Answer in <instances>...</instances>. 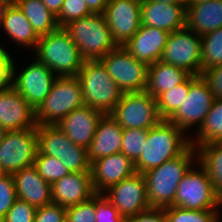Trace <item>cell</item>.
Here are the masks:
<instances>
[{"instance_id":"9a60e30c","label":"cell","mask_w":222,"mask_h":222,"mask_svg":"<svg viewBox=\"0 0 222 222\" xmlns=\"http://www.w3.org/2000/svg\"><path fill=\"white\" fill-rule=\"evenodd\" d=\"M105 192H109V195L104 193V196L124 219L151 208L147 198L146 179L142 173L122 179Z\"/></svg>"},{"instance_id":"f6af8a7d","label":"cell","mask_w":222,"mask_h":222,"mask_svg":"<svg viewBox=\"0 0 222 222\" xmlns=\"http://www.w3.org/2000/svg\"><path fill=\"white\" fill-rule=\"evenodd\" d=\"M93 13H104L108 0H84Z\"/></svg>"},{"instance_id":"ffe728a7","label":"cell","mask_w":222,"mask_h":222,"mask_svg":"<svg viewBox=\"0 0 222 222\" xmlns=\"http://www.w3.org/2000/svg\"><path fill=\"white\" fill-rule=\"evenodd\" d=\"M95 194L91 172H73L51 184L52 203L65 208L86 201Z\"/></svg>"},{"instance_id":"b9f144b4","label":"cell","mask_w":222,"mask_h":222,"mask_svg":"<svg viewBox=\"0 0 222 222\" xmlns=\"http://www.w3.org/2000/svg\"><path fill=\"white\" fill-rule=\"evenodd\" d=\"M201 77L207 82L215 99H222V65L204 69Z\"/></svg>"},{"instance_id":"d6986e66","label":"cell","mask_w":222,"mask_h":222,"mask_svg":"<svg viewBox=\"0 0 222 222\" xmlns=\"http://www.w3.org/2000/svg\"><path fill=\"white\" fill-rule=\"evenodd\" d=\"M103 115L99 110L84 106L70 112L56 125L73 143L88 149Z\"/></svg>"},{"instance_id":"681fc988","label":"cell","mask_w":222,"mask_h":222,"mask_svg":"<svg viewBox=\"0 0 222 222\" xmlns=\"http://www.w3.org/2000/svg\"><path fill=\"white\" fill-rule=\"evenodd\" d=\"M7 131L0 126V144L2 143Z\"/></svg>"},{"instance_id":"d590c367","label":"cell","mask_w":222,"mask_h":222,"mask_svg":"<svg viewBox=\"0 0 222 222\" xmlns=\"http://www.w3.org/2000/svg\"><path fill=\"white\" fill-rule=\"evenodd\" d=\"M93 14L84 0H64L56 21L59 27H64L73 20Z\"/></svg>"},{"instance_id":"5b68a950","label":"cell","mask_w":222,"mask_h":222,"mask_svg":"<svg viewBox=\"0 0 222 222\" xmlns=\"http://www.w3.org/2000/svg\"><path fill=\"white\" fill-rule=\"evenodd\" d=\"M85 106L111 114L123 92L108 74L101 61H84L78 72Z\"/></svg>"},{"instance_id":"60d3db41","label":"cell","mask_w":222,"mask_h":222,"mask_svg":"<svg viewBox=\"0 0 222 222\" xmlns=\"http://www.w3.org/2000/svg\"><path fill=\"white\" fill-rule=\"evenodd\" d=\"M34 222H66V208L49 203L37 208Z\"/></svg>"},{"instance_id":"1f68e13d","label":"cell","mask_w":222,"mask_h":222,"mask_svg":"<svg viewBox=\"0 0 222 222\" xmlns=\"http://www.w3.org/2000/svg\"><path fill=\"white\" fill-rule=\"evenodd\" d=\"M222 65V27L202 36L201 73Z\"/></svg>"},{"instance_id":"8fae6325","label":"cell","mask_w":222,"mask_h":222,"mask_svg":"<svg viewBox=\"0 0 222 222\" xmlns=\"http://www.w3.org/2000/svg\"><path fill=\"white\" fill-rule=\"evenodd\" d=\"M201 54L202 36L185 27L170 33L160 60L200 76Z\"/></svg>"},{"instance_id":"cb8c5ba5","label":"cell","mask_w":222,"mask_h":222,"mask_svg":"<svg viewBox=\"0 0 222 222\" xmlns=\"http://www.w3.org/2000/svg\"><path fill=\"white\" fill-rule=\"evenodd\" d=\"M122 132L123 129L110 114L103 115L87 149L89 162L121 152Z\"/></svg>"},{"instance_id":"ee69618b","label":"cell","mask_w":222,"mask_h":222,"mask_svg":"<svg viewBox=\"0 0 222 222\" xmlns=\"http://www.w3.org/2000/svg\"><path fill=\"white\" fill-rule=\"evenodd\" d=\"M125 222H167L163 208H150L125 219Z\"/></svg>"},{"instance_id":"484cf974","label":"cell","mask_w":222,"mask_h":222,"mask_svg":"<svg viewBox=\"0 0 222 222\" xmlns=\"http://www.w3.org/2000/svg\"><path fill=\"white\" fill-rule=\"evenodd\" d=\"M189 76L184 69L159 60L148 66L146 91L157 98L161 93L183 83Z\"/></svg>"},{"instance_id":"ba28073f","label":"cell","mask_w":222,"mask_h":222,"mask_svg":"<svg viewBox=\"0 0 222 222\" xmlns=\"http://www.w3.org/2000/svg\"><path fill=\"white\" fill-rule=\"evenodd\" d=\"M189 169L177 187L173 206L190 210L217 211L218 193L207 171Z\"/></svg>"},{"instance_id":"7dc6e473","label":"cell","mask_w":222,"mask_h":222,"mask_svg":"<svg viewBox=\"0 0 222 222\" xmlns=\"http://www.w3.org/2000/svg\"><path fill=\"white\" fill-rule=\"evenodd\" d=\"M176 4L181 5L187 10L191 5L194 4V0H174Z\"/></svg>"},{"instance_id":"8d00e7d4","label":"cell","mask_w":222,"mask_h":222,"mask_svg":"<svg viewBox=\"0 0 222 222\" xmlns=\"http://www.w3.org/2000/svg\"><path fill=\"white\" fill-rule=\"evenodd\" d=\"M96 194L90 199L66 208V222H95Z\"/></svg>"},{"instance_id":"4316f807","label":"cell","mask_w":222,"mask_h":222,"mask_svg":"<svg viewBox=\"0 0 222 222\" xmlns=\"http://www.w3.org/2000/svg\"><path fill=\"white\" fill-rule=\"evenodd\" d=\"M1 26L18 45L36 48L40 37L16 4L7 6Z\"/></svg>"},{"instance_id":"7a4b0ae2","label":"cell","mask_w":222,"mask_h":222,"mask_svg":"<svg viewBox=\"0 0 222 222\" xmlns=\"http://www.w3.org/2000/svg\"><path fill=\"white\" fill-rule=\"evenodd\" d=\"M196 149L190 145L181 155L146 171L147 198L151 208L173 206L177 187L192 167Z\"/></svg>"},{"instance_id":"836d02e7","label":"cell","mask_w":222,"mask_h":222,"mask_svg":"<svg viewBox=\"0 0 222 222\" xmlns=\"http://www.w3.org/2000/svg\"><path fill=\"white\" fill-rule=\"evenodd\" d=\"M33 165L39 175L50 184L71 173L61 160L41 154L39 151Z\"/></svg>"},{"instance_id":"3957f363","label":"cell","mask_w":222,"mask_h":222,"mask_svg":"<svg viewBox=\"0 0 222 222\" xmlns=\"http://www.w3.org/2000/svg\"><path fill=\"white\" fill-rule=\"evenodd\" d=\"M63 28L78 47L84 61H100L118 47L103 13L73 20Z\"/></svg>"},{"instance_id":"7bdbcfd3","label":"cell","mask_w":222,"mask_h":222,"mask_svg":"<svg viewBox=\"0 0 222 222\" xmlns=\"http://www.w3.org/2000/svg\"><path fill=\"white\" fill-rule=\"evenodd\" d=\"M12 65V57L0 46V89L8 88L12 85Z\"/></svg>"},{"instance_id":"c3c4849f","label":"cell","mask_w":222,"mask_h":222,"mask_svg":"<svg viewBox=\"0 0 222 222\" xmlns=\"http://www.w3.org/2000/svg\"><path fill=\"white\" fill-rule=\"evenodd\" d=\"M9 5L0 4V25L2 24V21L4 19L5 10Z\"/></svg>"},{"instance_id":"7402d4cb","label":"cell","mask_w":222,"mask_h":222,"mask_svg":"<svg viewBox=\"0 0 222 222\" xmlns=\"http://www.w3.org/2000/svg\"><path fill=\"white\" fill-rule=\"evenodd\" d=\"M141 25L177 31L186 27V10L178 4L141 0Z\"/></svg>"},{"instance_id":"f5cc1de1","label":"cell","mask_w":222,"mask_h":222,"mask_svg":"<svg viewBox=\"0 0 222 222\" xmlns=\"http://www.w3.org/2000/svg\"><path fill=\"white\" fill-rule=\"evenodd\" d=\"M152 1L162 2L166 4H176L174 0H152Z\"/></svg>"},{"instance_id":"4fadbf2b","label":"cell","mask_w":222,"mask_h":222,"mask_svg":"<svg viewBox=\"0 0 222 222\" xmlns=\"http://www.w3.org/2000/svg\"><path fill=\"white\" fill-rule=\"evenodd\" d=\"M214 100V95L201 75H190L188 97L168 121L178 126L183 132L195 124H198L199 129Z\"/></svg>"},{"instance_id":"d6a6232c","label":"cell","mask_w":222,"mask_h":222,"mask_svg":"<svg viewBox=\"0 0 222 222\" xmlns=\"http://www.w3.org/2000/svg\"><path fill=\"white\" fill-rule=\"evenodd\" d=\"M163 210L167 222H219L218 211L190 210L175 206Z\"/></svg>"},{"instance_id":"e575fe53","label":"cell","mask_w":222,"mask_h":222,"mask_svg":"<svg viewBox=\"0 0 222 222\" xmlns=\"http://www.w3.org/2000/svg\"><path fill=\"white\" fill-rule=\"evenodd\" d=\"M148 130L140 128L123 129L121 152L135 162L143 152Z\"/></svg>"},{"instance_id":"44dd1931","label":"cell","mask_w":222,"mask_h":222,"mask_svg":"<svg viewBox=\"0 0 222 222\" xmlns=\"http://www.w3.org/2000/svg\"><path fill=\"white\" fill-rule=\"evenodd\" d=\"M169 35L163 29L141 25L123 47L138 61L149 66L161 59Z\"/></svg>"},{"instance_id":"52a82bcc","label":"cell","mask_w":222,"mask_h":222,"mask_svg":"<svg viewBox=\"0 0 222 222\" xmlns=\"http://www.w3.org/2000/svg\"><path fill=\"white\" fill-rule=\"evenodd\" d=\"M38 151L55 157L73 172H90L87 149L73 143L57 125H37Z\"/></svg>"},{"instance_id":"11a10c76","label":"cell","mask_w":222,"mask_h":222,"mask_svg":"<svg viewBox=\"0 0 222 222\" xmlns=\"http://www.w3.org/2000/svg\"><path fill=\"white\" fill-rule=\"evenodd\" d=\"M218 204H219V206L222 204V192L219 194Z\"/></svg>"},{"instance_id":"ab89813d","label":"cell","mask_w":222,"mask_h":222,"mask_svg":"<svg viewBox=\"0 0 222 222\" xmlns=\"http://www.w3.org/2000/svg\"><path fill=\"white\" fill-rule=\"evenodd\" d=\"M95 222H125L114 205L104 196L96 193Z\"/></svg>"},{"instance_id":"5bb4252c","label":"cell","mask_w":222,"mask_h":222,"mask_svg":"<svg viewBox=\"0 0 222 222\" xmlns=\"http://www.w3.org/2000/svg\"><path fill=\"white\" fill-rule=\"evenodd\" d=\"M12 65V86L35 110L46 99L57 76L37 58L16 76ZM16 76V77H15Z\"/></svg>"},{"instance_id":"4dcf8cb0","label":"cell","mask_w":222,"mask_h":222,"mask_svg":"<svg viewBox=\"0 0 222 222\" xmlns=\"http://www.w3.org/2000/svg\"><path fill=\"white\" fill-rule=\"evenodd\" d=\"M189 77L181 84L161 93L157 99V109L162 120H168L188 97Z\"/></svg>"},{"instance_id":"603a6c76","label":"cell","mask_w":222,"mask_h":222,"mask_svg":"<svg viewBox=\"0 0 222 222\" xmlns=\"http://www.w3.org/2000/svg\"><path fill=\"white\" fill-rule=\"evenodd\" d=\"M17 199L28 202L35 208L52 203L51 184L46 182L33 166L12 174Z\"/></svg>"},{"instance_id":"816d5d0a","label":"cell","mask_w":222,"mask_h":222,"mask_svg":"<svg viewBox=\"0 0 222 222\" xmlns=\"http://www.w3.org/2000/svg\"><path fill=\"white\" fill-rule=\"evenodd\" d=\"M7 172L4 170L3 166L0 163V178L7 176Z\"/></svg>"},{"instance_id":"6da1fadb","label":"cell","mask_w":222,"mask_h":222,"mask_svg":"<svg viewBox=\"0 0 222 222\" xmlns=\"http://www.w3.org/2000/svg\"><path fill=\"white\" fill-rule=\"evenodd\" d=\"M178 126L168 120H161L148 130V137L140 157L134 162L136 173H145L166 161L181 155L189 146Z\"/></svg>"},{"instance_id":"83f0119b","label":"cell","mask_w":222,"mask_h":222,"mask_svg":"<svg viewBox=\"0 0 222 222\" xmlns=\"http://www.w3.org/2000/svg\"><path fill=\"white\" fill-rule=\"evenodd\" d=\"M15 4L24 13L39 37L47 35L59 27L56 16L41 0H15Z\"/></svg>"},{"instance_id":"e0dca14e","label":"cell","mask_w":222,"mask_h":222,"mask_svg":"<svg viewBox=\"0 0 222 222\" xmlns=\"http://www.w3.org/2000/svg\"><path fill=\"white\" fill-rule=\"evenodd\" d=\"M36 110L11 85L0 89V126L8 131L37 127Z\"/></svg>"},{"instance_id":"f35d334b","label":"cell","mask_w":222,"mask_h":222,"mask_svg":"<svg viewBox=\"0 0 222 222\" xmlns=\"http://www.w3.org/2000/svg\"><path fill=\"white\" fill-rule=\"evenodd\" d=\"M37 208L17 199L1 222H34Z\"/></svg>"},{"instance_id":"9c48e42d","label":"cell","mask_w":222,"mask_h":222,"mask_svg":"<svg viewBox=\"0 0 222 222\" xmlns=\"http://www.w3.org/2000/svg\"><path fill=\"white\" fill-rule=\"evenodd\" d=\"M110 115L122 129L149 130L162 120L157 109V99L147 91L123 93Z\"/></svg>"},{"instance_id":"2e32d148","label":"cell","mask_w":222,"mask_h":222,"mask_svg":"<svg viewBox=\"0 0 222 222\" xmlns=\"http://www.w3.org/2000/svg\"><path fill=\"white\" fill-rule=\"evenodd\" d=\"M117 46H124L141 26V0H108L104 10Z\"/></svg>"},{"instance_id":"277c9868","label":"cell","mask_w":222,"mask_h":222,"mask_svg":"<svg viewBox=\"0 0 222 222\" xmlns=\"http://www.w3.org/2000/svg\"><path fill=\"white\" fill-rule=\"evenodd\" d=\"M35 49L36 58L57 77L77 76L84 63L78 47L63 27L41 36Z\"/></svg>"},{"instance_id":"30bf717a","label":"cell","mask_w":222,"mask_h":222,"mask_svg":"<svg viewBox=\"0 0 222 222\" xmlns=\"http://www.w3.org/2000/svg\"><path fill=\"white\" fill-rule=\"evenodd\" d=\"M100 61L123 93L146 91L148 65L138 61L123 46L110 51Z\"/></svg>"},{"instance_id":"d4e9b609","label":"cell","mask_w":222,"mask_h":222,"mask_svg":"<svg viewBox=\"0 0 222 222\" xmlns=\"http://www.w3.org/2000/svg\"><path fill=\"white\" fill-rule=\"evenodd\" d=\"M186 27L200 36L222 27V0L191 5L186 10Z\"/></svg>"},{"instance_id":"74e56055","label":"cell","mask_w":222,"mask_h":222,"mask_svg":"<svg viewBox=\"0 0 222 222\" xmlns=\"http://www.w3.org/2000/svg\"><path fill=\"white\" fill-rule=\"evenodd\" d=\"M17 200L15 182L13 176L8 174L0 178V222L6 216L7 211Z\"/></svg>"},{"instance_id":"bcb514c9","label":"cell","mask_w":222,"mask_h":222,"mask_svg":"<svg viewBox=\"0 0 222 222\" xmlns=\"http://www.w3.org/2000/svg\"><path fill=\"white\" fill-rule=\"evenodd\" d=\"M44 5L57 16L62 8L64 0H41Z\"/></svg>"},{"instance_id":"f1b7e54d","label":"cell","mask_w":222,"mask_h":222,"mask_svg":"<svg viewBox=\"0 0 222 222\" xmlns=\"http://www.w3.org/2000/svg\"><path fill=\"white\" fill-rule=\"evenodd\" d=\"M196 151L199 153V165L207 171L219 195L222 192V142L203 144Z\"/></svg>"},{"instance_id":"f546056e","label":"cell","mask_w":222,"mask_h":222,"mask_svg":"<svg viewBox=\"0 0 222 222\" xmlns=\"http://www.w3.org/2000/svg\"><path fill=\"white\" fill-rule=\"evenodd\" d=\"M196 140H190L195 149L203 144L222 142V99H215Z\"/></svg>"},{"instance_id":"ac0fdd59","label":"cell","mask_w":222,"mask_h":222,"mask_svg":"<svg viewBox=\"0 0 222 222\" xmlns=\"http://www.w3.org/2000/svg\"><path fill=\"white\" fill-rule=\"evenodd\" d=\"M92 185L95 193L104 194L111 186L136 173L134 162L122 152L91 162Z\"/></svg>"},{"instance_id":"db71d44e","label":"cell","mask_w":222,"mask_h":222,"mask_svg":"<svg viewBox=\"0 0 222 222\" xmlns=\"http://www.w3.org/2000/svg\"><path fill=\"white\" fill-rule=\"evenodd\" d=\"M208 1H212V0H194V4L208 2Z\"/></svg>"},{"instance_id":"8992f818","label":"cell","mask_w":222,"mask_h":222,"mask_svg":"<svg viewBox=\"0 0 222 222\" xmlns=\"http://www.w3.org/2000/svg\"><path fill=\"white\" fill-rule=\"evenodd\" d=\"M84 106L78 77H57L46 99L36 109L37 124L56 125L70 112Z\"/></svg>"},{"instance_id":"7c38bea8","label":"cell","mask_w":222,"mask_h":222,"mask_svg":"<svg viewBox=\"0 0 222 222\" xmlns=\"http://www.w3.org/2000/svg\"><path fill=\"white\" fill-rule=\"evenodd\" d=\"M38 152L37 127L8 131L0 144V163L7 174L33 166Z\"/></svg>"},{"instance_id":"f907efd6","label":"cell","mask_w":222,"mask_h":222,"mask_svg":"<svg viewBox=\"0 0 222 222\" xmlns=\"http://www.w3.org/2000/svg\"><path fill=\"white\" fill-rule=\"evenodd\" d=\"M0 4L12 5L15 4V0H0Z\"/></svg>"}]
</instances>
